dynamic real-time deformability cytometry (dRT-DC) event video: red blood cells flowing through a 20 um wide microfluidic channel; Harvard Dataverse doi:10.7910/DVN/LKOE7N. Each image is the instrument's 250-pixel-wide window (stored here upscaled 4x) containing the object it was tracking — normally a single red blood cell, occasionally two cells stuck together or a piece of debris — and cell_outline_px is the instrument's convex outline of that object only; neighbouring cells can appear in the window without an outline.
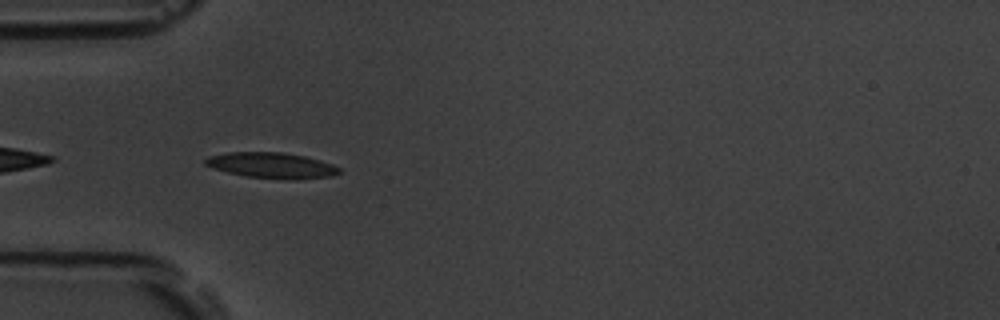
{"species": "common noctule bat (a hibernating species)", "species_latin": "Nyctalus noctula", "temperature_condition": "room temperature", "stored_images_in_passage": 39, "camera_frame_rate_fps": 3000, "um_per_image_px": 0.085, "animal": {"sex": "male", "body_mass_g": 19.5, "forearm_length_mm": 54.6}, "frame": {"image": 1, "passage_image": 2, "time_ms": 0.333, "image_size_px": [1000, 320], "cell_outline_px": [[340, 172], [332, 176], [292, 180], [284, 180], [244, 176], [212, 168], [204, 164], [204, 160], [208, 156], [228, 152], [284, 152], [304, 156], [320, 160], [332, 164], [340, 168]], "centroid_in_image_um": [23.08, 14.06], "position_along_channel_um": 61.9, "area_um2": 20.23}}
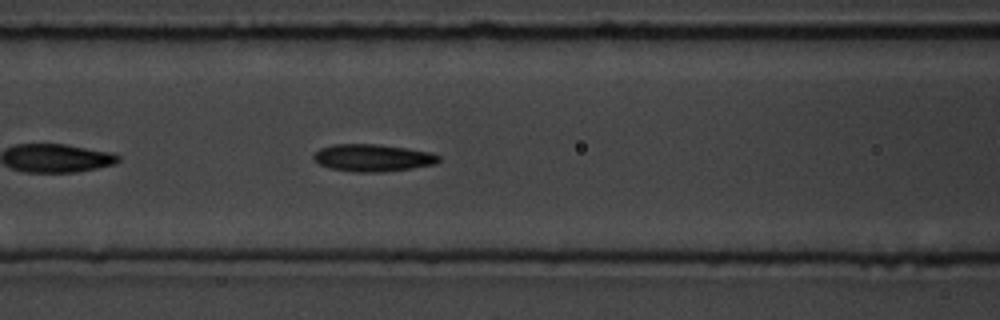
{"frame": {"image": 2, "passage_image": 8, "time_ms": 2.333, "image_size_px": [1000, 320], "cell_outline_px": [[440, 160], [436, 164], [412, 168], [384, 172], [352, 172], [328, 168], [320, 164], [312, 156], [320, 148], [332, 144], [376, 144], [408, 148], [428, 152], [440, 156]], "centroid_in_image_um": [31.67, 13.42], "position_along_channel_um": 134.9, "area_um2": 19.94}}
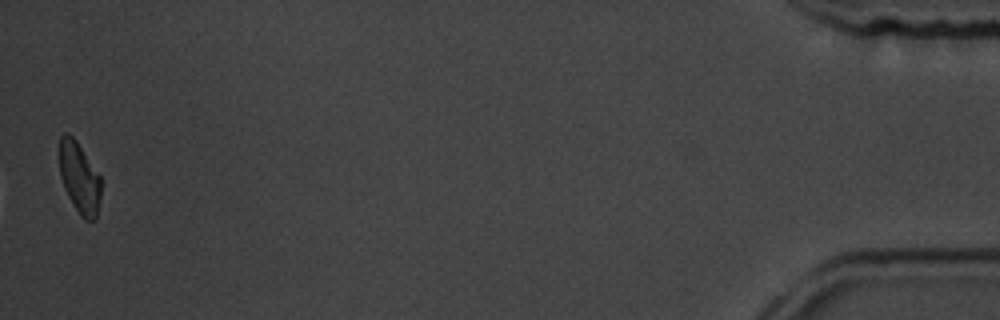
{"frame": {"image": 3, "passage_image": 39, "time_ms": 12.667, "image_size_px": [1000, 320], "cell_outline_px": [[100, 196], [96, 220], [84, 220], [80, 216], [68, 196], [64, 188], [60, 176], [60, 136], [64, 132], [68, 132], [76, 140], [100, 176]], "centroid_in_image_um": [6.74, 15.12], "position_along_channel_um": 428.5, "area_um2": 17.11}, "authors_computed_cell_mechanics": {"area_um2": 19.363, "velocity_mm_per_s": 3.7593, "shape_relaxation_time_tau1_ms": 3.3474, "shape_relaxation_time_tau2_ms": 3.7267, "deformation_change_tau1": 0.1186, "deformation_change_tau2": 0.095}}